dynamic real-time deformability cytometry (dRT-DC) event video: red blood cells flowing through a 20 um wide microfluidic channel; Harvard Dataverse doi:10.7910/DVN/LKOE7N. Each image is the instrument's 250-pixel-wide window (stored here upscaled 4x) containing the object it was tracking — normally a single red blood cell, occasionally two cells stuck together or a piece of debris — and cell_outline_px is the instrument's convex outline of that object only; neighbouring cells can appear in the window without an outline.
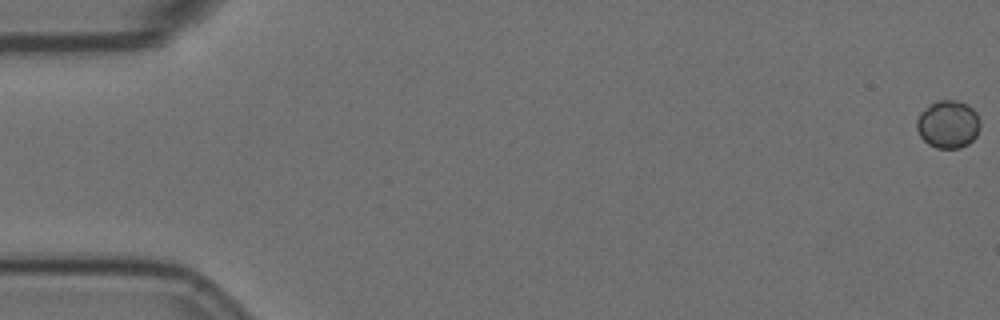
{"species": "Egyptian fruit bat (a non-hibernating species)", "species_latin": "Rousettus aegyptiacus", "temperature_condition": "room temperature", "stored_images_in_passage": 59, "camera_frame_rate_fps": 3000, "um_per_image_px": 0.085, "animal": {"sex": "female"}, "frame": {"image": 1, "passage_image": 1, "time_ms": 0.0, "image_size_px": [1000, 320], "cell_outline_px": [[980, 128], [976, 136], [968, 144], [960, 148], [936, 148], [928, 144], [920, 136], [916, 128], [916, 120], [920, 112], [932, 104], [940, 100], [956, 100], [968, 104], [976, 112], [980, 120]], "centroid_in_image_um": [80.6, 10.57], "position_along_channel_um": 4.4, "area_um2": 17.74}}
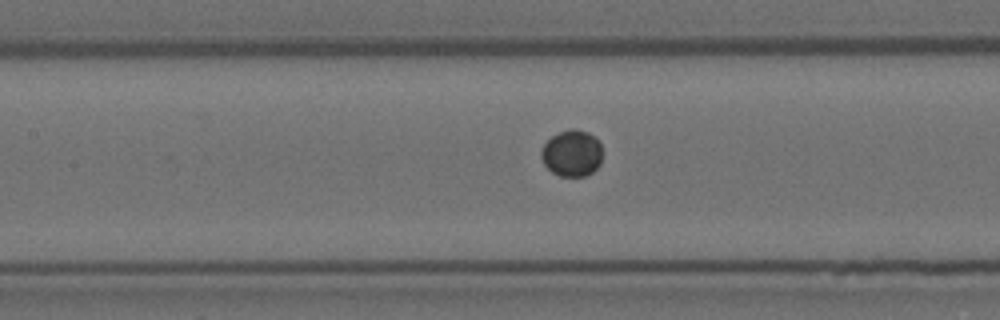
{"frame": {"image": 2, "passage_image": 27, "time_ms": 8.667, "image_size_px": [1000, 320], "cell_outline_px": [[600, 164], [592, 172], [584, 176], [560, 176], [552, 172], [544, 164], [540, 156], [540, 152], [544, 144], [552, 136], [568, 128], [572, 128], [588, 132], [596, 136], [600, 144]], "centroid_in_image_um": [48.59, 13.01], "position_along_channel_um": 158.8, "area_um2": 16.53}}
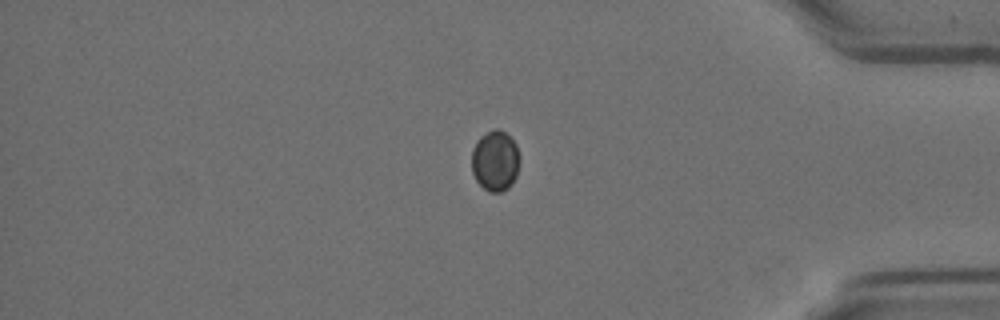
{"frame": {"image": 3, "passage_image": 49, "time_ms": 16.0, "image_size_px": [1000, 320], "cell_outline_px": [[520, 160], [516, 176], [512, 184], [508, 188], [500, 192], [488, 192], [476, 180], [472, 172], [472, 148], [476, 140], [480, 136], [496, 128], [504, 132], [516, 144], [520, 156]], "centroid_in_image_um": [42.09, 13.68], "position_along_channel_um": 393.1, "area_um2": 17.05}}